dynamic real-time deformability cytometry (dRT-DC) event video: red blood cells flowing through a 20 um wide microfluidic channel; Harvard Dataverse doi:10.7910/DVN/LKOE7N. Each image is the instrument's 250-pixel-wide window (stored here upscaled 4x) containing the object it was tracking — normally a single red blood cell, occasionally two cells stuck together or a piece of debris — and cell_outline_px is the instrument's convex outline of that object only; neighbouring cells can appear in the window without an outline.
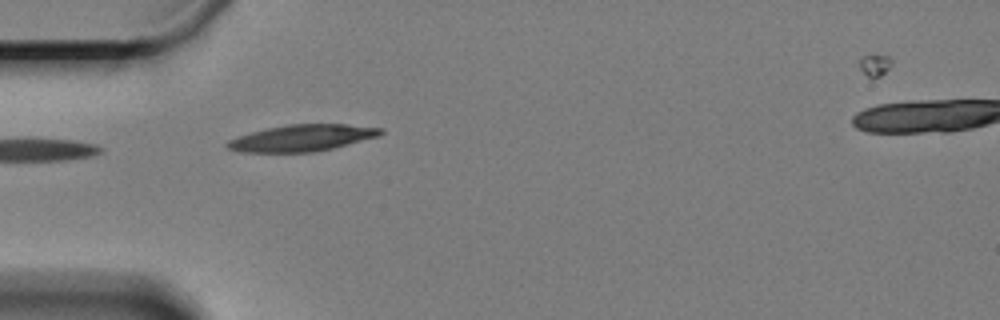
{"species": "Egyptian fruit bat (a non-hibernating species)", "species_latin": "Rousettus aegyptiacus", "temperature_condition": "cold", "stored_images_in_passage": 11, "camera_frame_rate_fps": 3000, "um_per_image_px": 0.085, "animal": {"sex": "female"}, "frame": {"image": 1, "passage_image": 1, "time_ms": 0.0, "image_size_px": [1000, 320], "cell_outline_px": [[384, 132], [380, 136], [332, 148], [312, 152], [240, 152], [228, 148], [224, 144], [228, 140], [252, 132], [268, 128], [288, 124], [348, 124], [384, 128]], "centroid_in_image_um": [25.71, 11.72], "position_along_channel_um": 59.3, "area_um2": 23.64}}
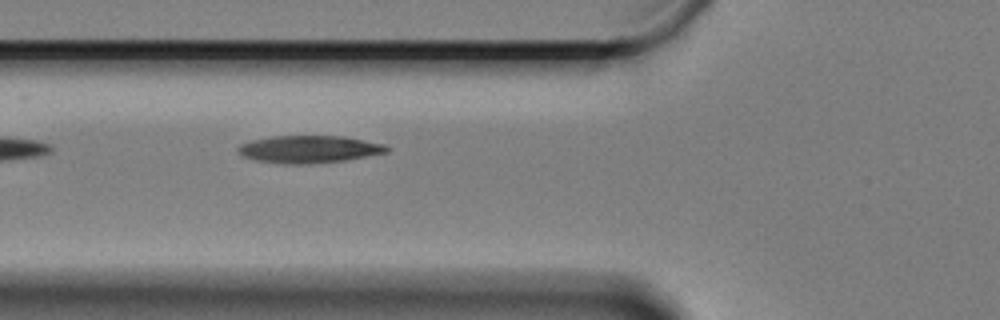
{"frame": {"image": 2, "passage_image": 5, "time_ms": 1.333, "image_size_px": [1000, 320], "cell_outline_px": [[388, 152], [344, 160], [308, 164], [284, 164], [252, 160], [240, 156], [236, 152], [236, 148], [240, 144], [252, 140], [272, 136], [344, 136], [384, 144], [388, 148]], "centroid_in_image_um": [26.18, 12.69], "position_along_channel_um": 99.6, "area_um2": 23.87}}